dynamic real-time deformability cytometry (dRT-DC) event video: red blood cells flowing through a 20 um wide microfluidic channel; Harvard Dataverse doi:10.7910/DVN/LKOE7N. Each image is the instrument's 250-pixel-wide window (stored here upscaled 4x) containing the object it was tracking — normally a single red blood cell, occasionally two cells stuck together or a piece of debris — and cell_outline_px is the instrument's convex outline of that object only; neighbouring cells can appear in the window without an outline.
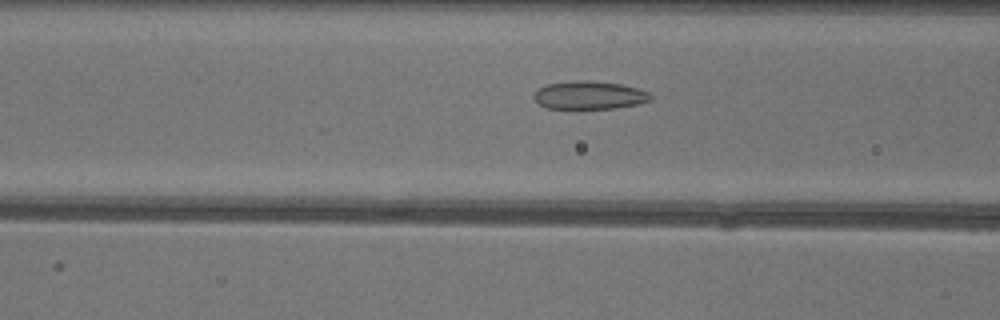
{"species": "common noctule bat (a hibernating species)", "species_latin": "Nyctalus noctula", "temperature_condition": "warm", "stored_images_in_passage": 50, "camera_frame_rate_fps": 3000, "um_per_image_px": 0.085, "animal": {"sex": "female"}, "frame": {"image": 1, "passage_image": 19, "time_ms": 6.0, "image_size_px": [1000, 320], "cell_outline_px": [[652, 100], [640, 104], [616, 108], [544, 108], [532, 96], [540, 88], [548, 84], [572, 80], [588, 80], [620, 84], [640, 88], [648, 92], [652, 96]], "centroid_in_image_um": [50.14, 8.09], "position_along_channel_um": 116.5, "area_um2": 19.19}}
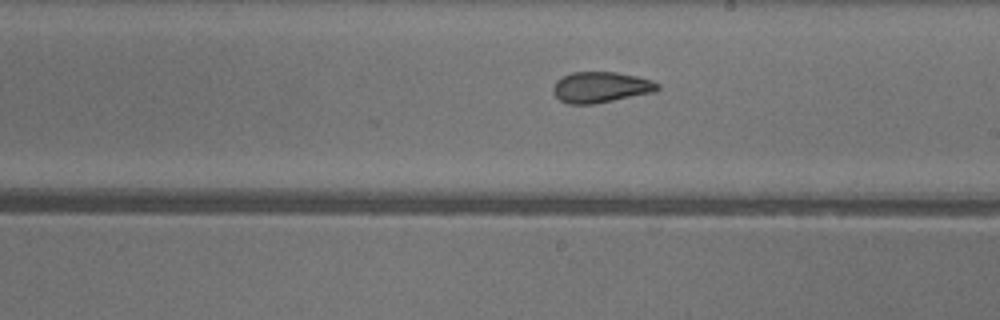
{"frame": {"image": 2, "passage_image": 28, "time_ms": 9.0, "image_size_px": [1000, 320], "cell_outline_px": [[660, 88], [656, 92], [596, 104], [568, 104], [560, 100], [552, 92], [552, 88], [556, 80], [572, 72], [616, 72], [636, 76], [652, 80], [660, 84]], "centroid_in_image_um": [51.09, 7.42], "position_along_channel_um": 237.9, "area_um2": 19.02}}
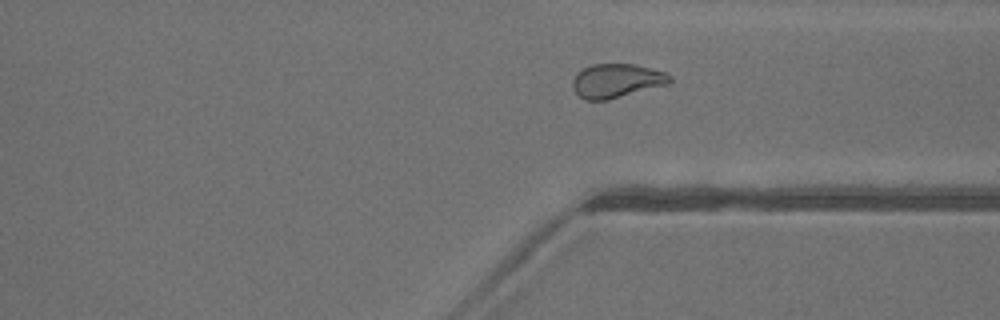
{"frame": {"image": 3, "passage_image": 37, "time_ms": 12.0, "image_size_px": [1000, 320], "cell_outline_px": [[672, 80], [668, 84], [608, 100], [584, 100], [572, 88], [572, 80], [576, 72], [592, 64], [636, 64], [664, 72], [672, 76]], "centroid_in_image_um": [52.39, 6.86], "position_along_channel_um": 359.0, "area_um2": 19.31}, "authors_computed_cell_mechanics": {"area_um2": 20.2878, "velocity_mm_per_s": 4.0448, "shape_relaxation_time_tau1_ms": null, "shape_relaxation_time_tau2_ms": 1.7491, "deformation_change_tau1": null, "deformation_change_tau2": 0.0763}}